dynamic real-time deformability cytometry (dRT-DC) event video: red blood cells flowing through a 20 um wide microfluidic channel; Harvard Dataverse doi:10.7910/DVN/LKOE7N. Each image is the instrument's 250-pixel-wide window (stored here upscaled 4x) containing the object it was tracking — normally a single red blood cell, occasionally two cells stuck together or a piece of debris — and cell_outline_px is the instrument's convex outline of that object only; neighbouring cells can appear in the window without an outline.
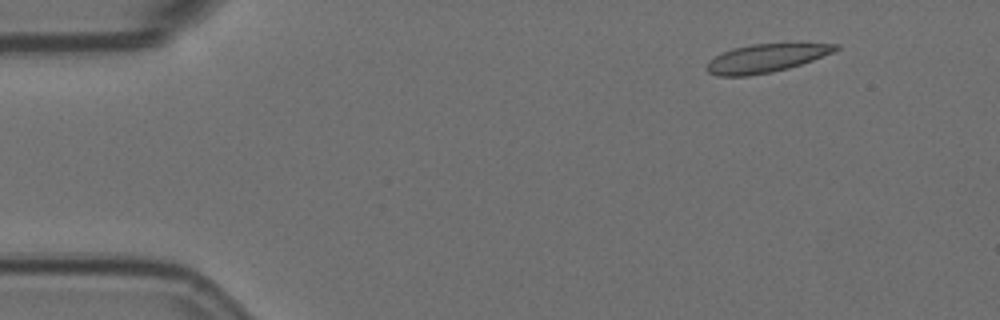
{"species": "Egyptian fruit bat (a non-hibernating species)", "species_latin": "Rousettus aegyptiacus", "temperature_condition": "room temperature", "stored_images_in_passage": 4, "camera_frame_rate_fps": 3000, "um_per_image_px": 0.085, "animal": {"sex": "female"}, "frame": {"image": 1, "passage_image": 1, "time_ms": 0.0, "image_size_px": [1000, 320], "cell_outline_px": [[840, 48], [832, 52], [812, 60], [788, 68], [772, 72], [748, 76], [716, 76], [708, 72], [704, 68], [708, 60], [732, 48], [752, 44], [840, 44]], "centroid_in_image_um": [65.03, 4.96], "position_along_channel_um": 20.0, "area_um2": 21.04}}
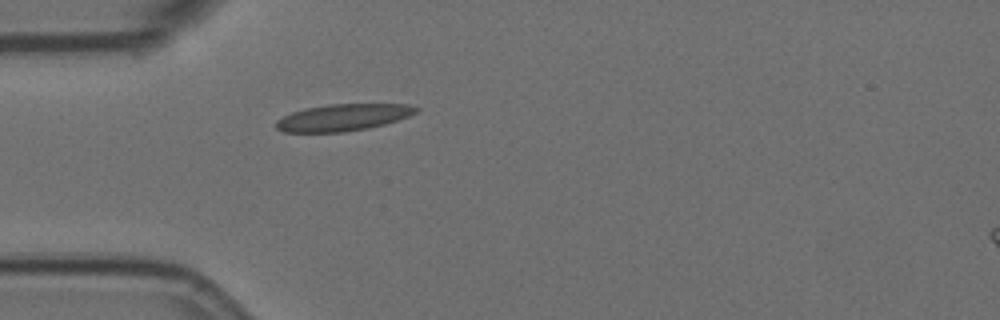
{"frame": {"image": 2, "passage_image": 4, "time_ms": 1.0, "image_size_px": [1000, 320], "cell_outline_px": [[420, 108], [416, 112], [408, 116], [384, 124], [368, 128], [344, 132], [284, 132], [276, 128], [276, 120], [292, 112], [308, 108], [328, 104], [408, 104]], "centroid_in_image_um": [29.16, 9.98], "position_along_channel_um": 55.8, "area_um2": 21.68}}